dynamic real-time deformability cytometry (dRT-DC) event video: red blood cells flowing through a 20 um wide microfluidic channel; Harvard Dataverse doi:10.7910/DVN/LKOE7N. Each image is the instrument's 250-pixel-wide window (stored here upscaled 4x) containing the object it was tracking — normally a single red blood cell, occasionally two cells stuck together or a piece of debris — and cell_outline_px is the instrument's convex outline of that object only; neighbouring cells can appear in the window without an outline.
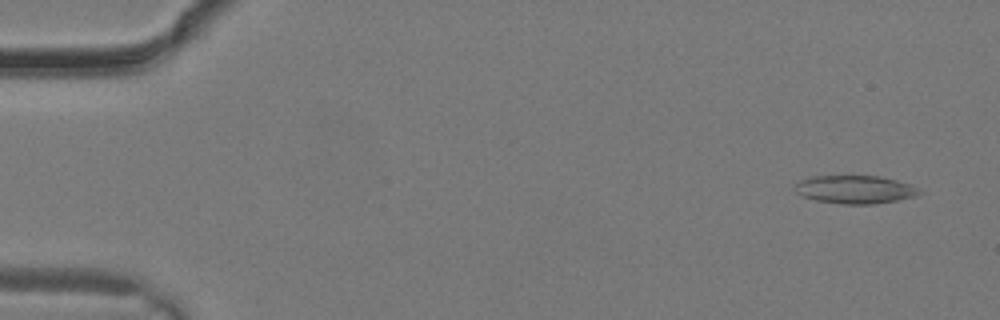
{"species": "common noctule bat (a hibernating species)", "species_latin": "Nyctalus noctula", "temperature_condition": "warm", "stored_images_in_passage": 26, "camera_frame_rate_fps": 3000, "um_per_image_px": 0.085, "animal": {"sex": "male", "body_mass_g": 19.2, "forearm_length_mm": 51.8}, "frame": {"image": 1, "passage_image": 1, "time_ms": 0.0, "image_size_px": [1000, 320], "cell_outline_px": [[924, 192], [916, 196], [896, 200], [872, 204], [840, 204], [816, 200], [804, 196], [796, 192], [792, 188], [800, 180], [812, 176], [880, 176], [896, 180], [908, 184]], "centroid_in_image_um": [72.65, 16.1], "position_along_channel_um": 12.3, "area_um2": 20.29}}
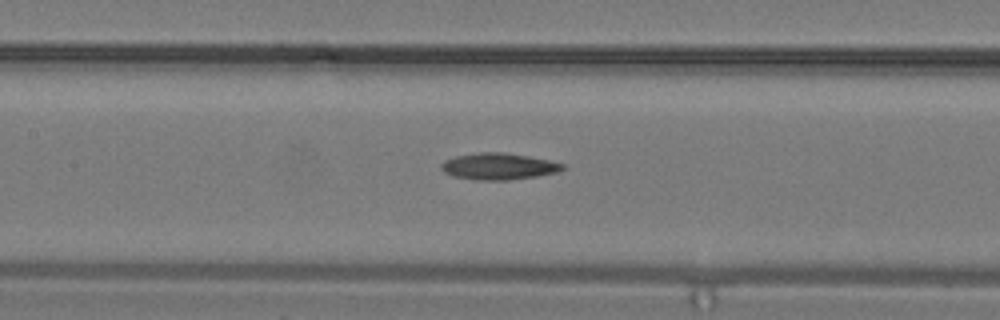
{"frame": {"image": 2, "passage_image": 13, "time_ms": 4.0, "image_size_px": [1000, 320], "cell_outline_px": [[564, 168], [556, 172], [536, 176], [508, 180], [476, 180], [452, 176], [444, 172], [440, 168], [440, 164], [444, 160], [456, 156], [480, 152], [504, 152], [528, 156], [548, 160], [564, 164]], "centroid_in_image_um": [42.33, 14.14], "position_along_channel_um": 165.1, "area_um2": 18.73}}
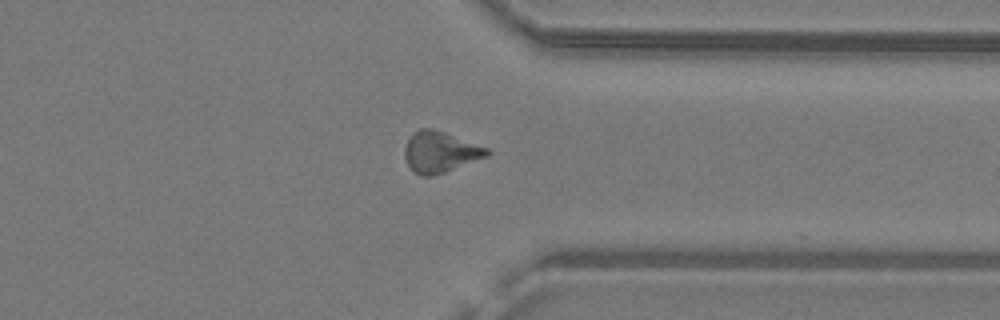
{"frame": {"image": 3, "passage_image": 22, "time_ms": 7.0, "image_size_px": [1000, 320], "cell_outline_px": [[492, 152], [488, 156], [444, 172], [432, 176], [424, 176], [416, 172], [408, 164], [404, 156], [404, 148], [412, 132], [420, 128], [432, 128], [444, 132], [488, 148]], "centroid_in_image_um": [37.41, 12.9], "position_along_channel_um": 374.0, "area_um2": 19.42}}